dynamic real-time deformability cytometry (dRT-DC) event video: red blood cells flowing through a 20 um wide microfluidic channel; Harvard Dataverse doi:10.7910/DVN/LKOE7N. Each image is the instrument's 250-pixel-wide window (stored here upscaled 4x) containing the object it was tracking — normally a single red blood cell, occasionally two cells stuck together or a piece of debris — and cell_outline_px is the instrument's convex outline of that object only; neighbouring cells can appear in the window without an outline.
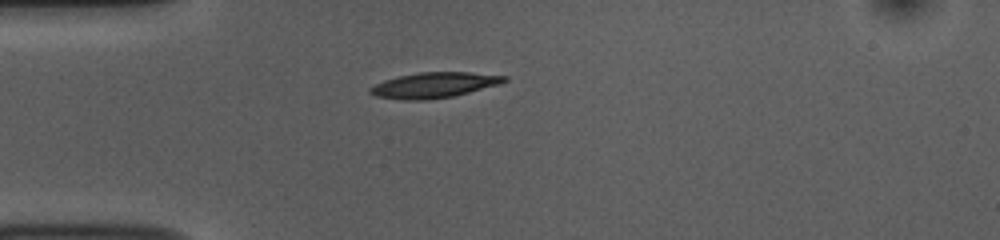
{"species": "common noctule bat (a hibernating species)", "species_latin": "Nyctalus noctula", "temperature_condition": "room temperature", "stored_images_in_passage": 40, "camera_frame_rate_fps": 3000, "um_per_image_px": 0.085, "animal": {"sex": "female", "body_mass_g": 10.0, "forearm_length_mm": 53.1}, "frame": {"image": 1, "passage_image": 1, "time_ms": 0.0, "image_size_px": [1000, 240], "cell_outline_px": [[508, 80], [500, 84], [452, 96], [424, 100], [404, 100], [376, 96], [368, 92], [368, 88], [384, 80], [400, 76], [420, 72], [468, 72], [508, 76]], "centroid_in_image_um": [36.89, 7.23], "position_along_channel_um": 48.1, "area_um2": 19.71}}
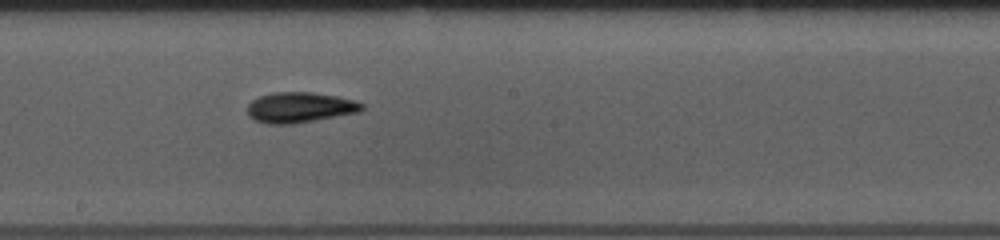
{"frame": {"image": 2, "passage_image": 16, "time_ms": 5.0, "image_size_px": [1000, 240], "cell_outline_px": [[364, 108], [360, 112], [292, 124], [268, 124], [256, 120], [248, 116], [248, 104], [252, 100], [260, 96], [272, 92], [312, 92], [336, 96], [352, 100], [364, 104]], "centroid_in_image_um": [25.48, 9.13], "position_along_channel_um": 222.7, "area_um2": 20.23}}
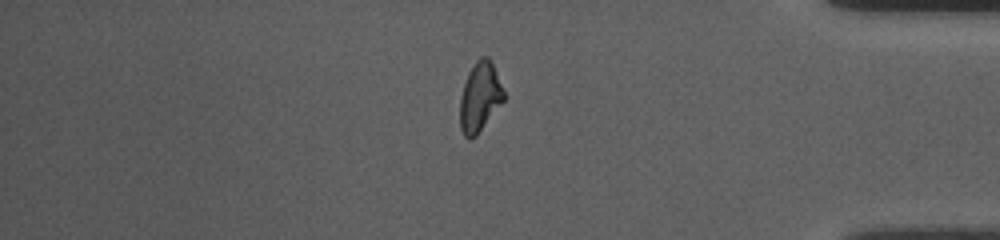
{"frame": {"image": 3, "passage_image": 32, "time_ms": 10.333, "image_size_px": [1000, 240], "cell_outline_px": [[508, 96], [476, 136], [468, 140], [464, 136], [460, 128], [460, 96], [468, 72], [476, 60], [480, 56], [488, 56]], "centroid_in_image_um": [40.81, 8.25], "position_along_channel_um": 394.4, "area_um2": 18.03}, "authors_computed_cell_mechanics": {"area_um2": 19.0451, "velocity_mm_per_s": 3.7439, "shape_relaxation_time_tau1_ms": 3.7099, "shape_relaxation_time_tau2_ms": 8.4866, "deformation_change_tau1": 0.1623, "deformation_change_tau2": 0.109}}